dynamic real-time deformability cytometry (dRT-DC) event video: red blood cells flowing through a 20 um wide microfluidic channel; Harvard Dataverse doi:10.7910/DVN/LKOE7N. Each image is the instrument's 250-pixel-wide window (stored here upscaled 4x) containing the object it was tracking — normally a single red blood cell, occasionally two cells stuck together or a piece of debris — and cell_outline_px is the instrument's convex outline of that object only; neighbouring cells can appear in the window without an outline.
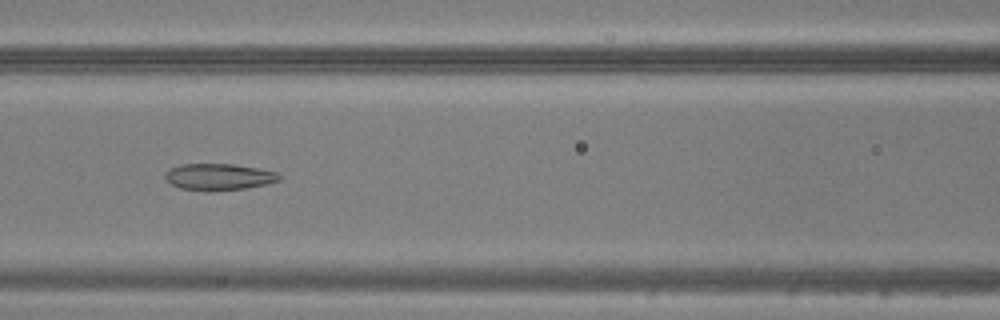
{"species": "common noctule bat (a hibernating species)", "species_latin": "Nyctalus noctula", "temperature_condition": "warm", "stored_images_in_passage": 40, "camera_frame_rate_fps": 3000, "um_per_image_px": 0.085, "animal": {"sex": "male", "body_mass_g": 20.5, "forearm_length_mm": 52.5}, "frame": {"image": 1, "passage_image": 22, "time_ms": 7.0, "image_size_px": [1000, 320], "cell_outline_px": [[280, 180], [268, 184], [244, 188], [180, 188], [172, 184], [164, 176], [172, 168], [180, 164], [232, 164], [256, 168], [276, 172], [280, 176]], "centroid_in_image_um": [18.65, 14.99], "position_along_channel_um": 148.0, "area_um2": 16.59}}
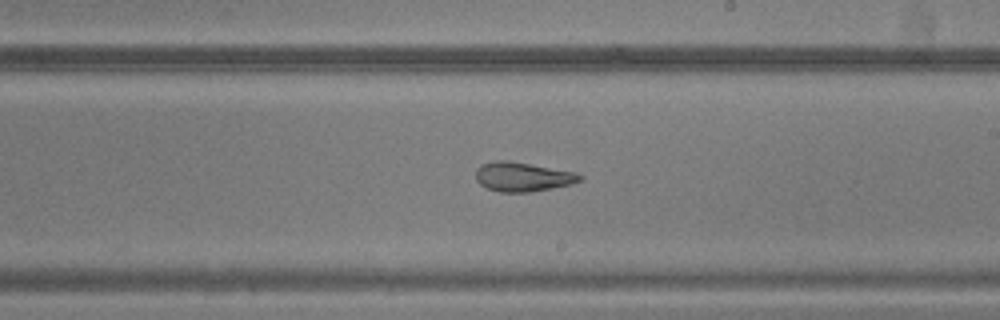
{"frame": {"image": 2, "passage_image": 29, "time_ms": 9.333, "image_size_px": [1000, 320], "cell_outline_px": [[584, 176], [580, 180], [572, 184], [552, 188], [528, 192], [500, 192], [488, 188], [480, 184], [476, 180], [476, 168], [480, 164], [496, 160], [508, 160], [576, 172]], "centroid_in_image_um": [44.41, 15.02], "position_along_channel_um": 244.6, "area_um2": 17.8}}
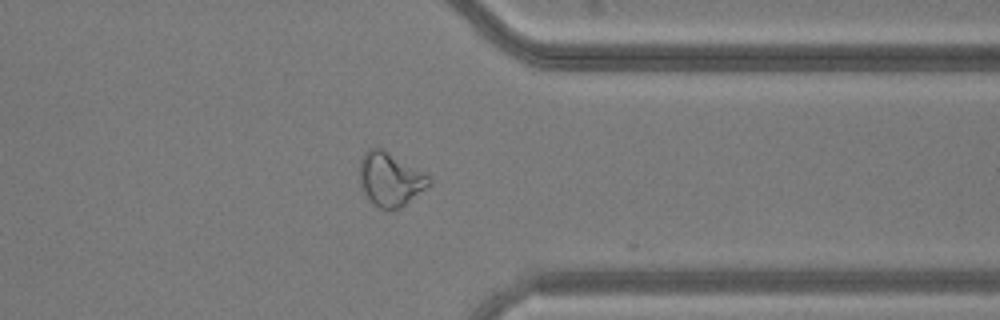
{"frame": {"image": 3, "passage_image": 39, "time_ms": 12.667, "image_size_px": [1000, 320], "cell_outline_px": [[432, 184], [400, 208], [380, 208], [364, 192], [360, 184], [360, 160], [364, 152], [368, 148], [380, 148], [428, 172], [432, 180]], "centroid_in_image_um": [33.23, 15.2], "position_along_channel_um": 378.2, "area_um2": 21.68}}